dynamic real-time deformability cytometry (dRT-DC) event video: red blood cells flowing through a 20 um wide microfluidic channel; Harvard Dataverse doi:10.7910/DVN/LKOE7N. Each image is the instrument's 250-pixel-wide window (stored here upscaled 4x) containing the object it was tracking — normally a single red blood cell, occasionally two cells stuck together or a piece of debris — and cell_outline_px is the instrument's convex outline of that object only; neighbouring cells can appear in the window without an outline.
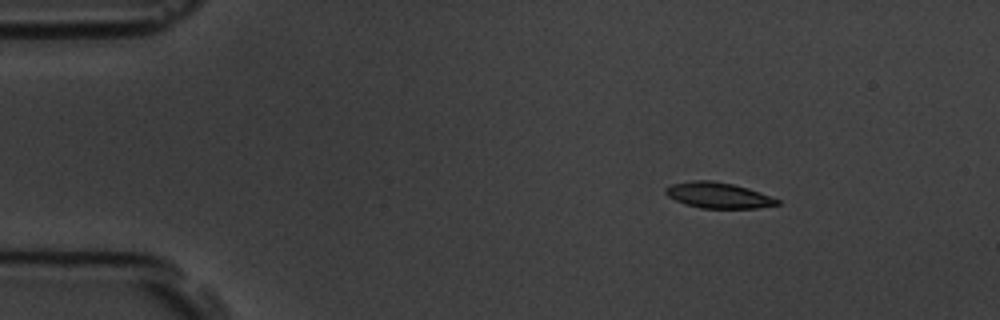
{"species": "common noctule bat (a hibernating species)", "species_latin": "Nyctalus noctula", "temperature_condition": "room temperature", "stored_images_in_passage": 6, "camera_frame_rate_fps": 3000, "um_per_image_px": 0.085, "animal": {"sex": "male", "body_mass_g": 19.5, "forearm_length_mm": 54.6}, "frame": {"image": 1, "passage_image": 2, "time_ms": 1.333, "image_size_px": [1000, 320], "cell_outline_px": [[780, 204], [756, 208], [700, 208], [676, 200], [668, 196], [664, 192], [664, 188], [672, 184], [692, 180], [712, 180], [732, 184], [748, 188], [760, 192], [780, 200]], "centroid_in_image_um": [61.05, 16.59], "position_along_channel_um": 24.0, "area_um2": 16.65}}
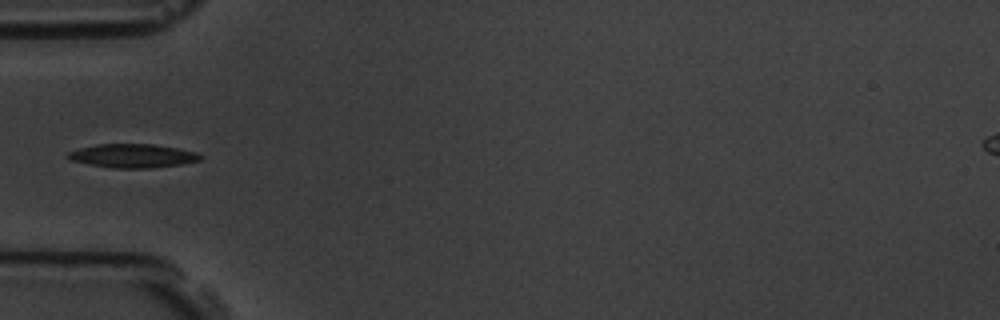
{"frame": {"image": 2, "passage_image": 5, "time_ms": 4.667, "image_size_px": [1000, 320], "cell_outline_px": [[204, 156], [200, 160], [184, 164], [152, 168], [116, 168], [88, 164], [68, 160], [64, 156], [68, 152], [80, 148], [96, 144], [152, 144], [176, 148], [196, 152]], "centroid_in_image_um": [11.26, 13.25], "position_along_channel_um": 73.7, "area_um2": 18.44}}
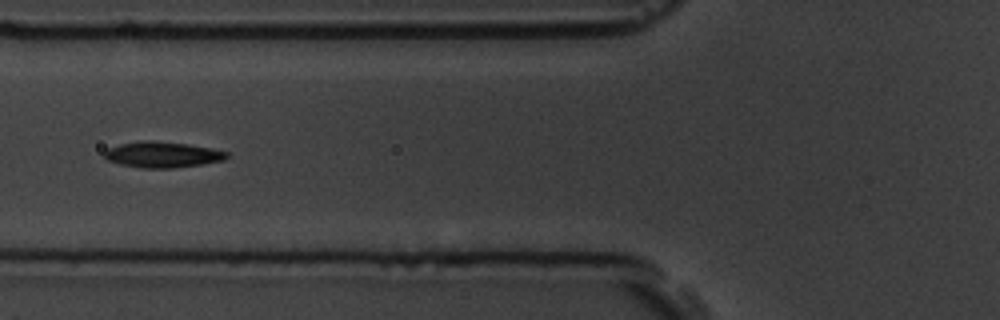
{"frame": {"image": 3, "passage_image": 6, "time_ms": 5.667, "image_size_px": [1000, 320], "cell_outline_px": [[228, 156], [224, 160], [200, 164], [172, 168], [140, 168], [120, 164], [108, 160], [104, 156], [104, 152], [108, 148], [120, 144], [140, 140], [152, 140], [188, 144], [212, 148], [228, 152]], "centroid_in_image_um": [13.79, 13.13], "position_along_channel_um": 112.0, "area_um2": 18.44}}